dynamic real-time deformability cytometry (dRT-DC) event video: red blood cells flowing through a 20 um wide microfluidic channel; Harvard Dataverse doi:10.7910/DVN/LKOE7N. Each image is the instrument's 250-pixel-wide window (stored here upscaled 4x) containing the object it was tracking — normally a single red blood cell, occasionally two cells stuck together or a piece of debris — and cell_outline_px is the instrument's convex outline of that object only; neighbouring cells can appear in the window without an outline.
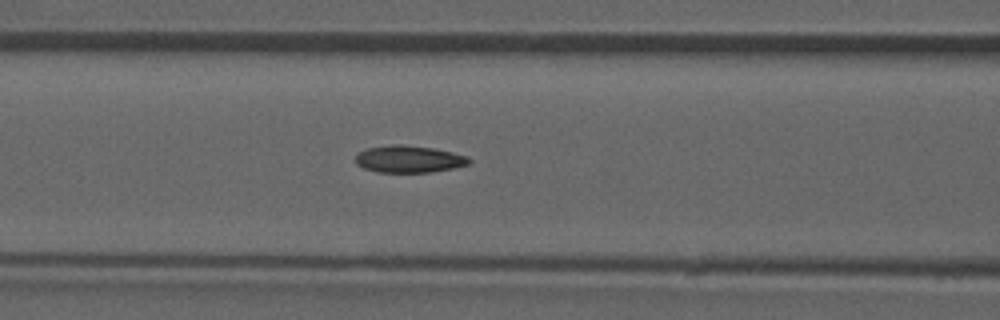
{"species": "common noctule bat (a hibernating species)", "species_latin": "Nyctalus noctula", "temperature_condition": "room temperature", "stored_images_in_passage": 43, "camera_frame_rate_fps": 3000, "um_per_image_px": 0.085, "animal": {"sex": "male", "forearm_length_mm": 52.5}, "frame": {"image": 1, "passage_image": 13, "time_ms": 4.0, "image_size_px": [1000, 320], "cell_outline_px": [[472, 160], [468, 164], [452, 168], [432, 172], [376, 172], [364, 168], [356, 164], [352, 160], [356, 152], [368, 148], [392, 144], [400, 144], [432, 148], [452, 152], [468, 156]], "centroid_in_image_um": [34.69, 13.52], "position_along_channel_um": 131.9, "area_um2": 18.09}}
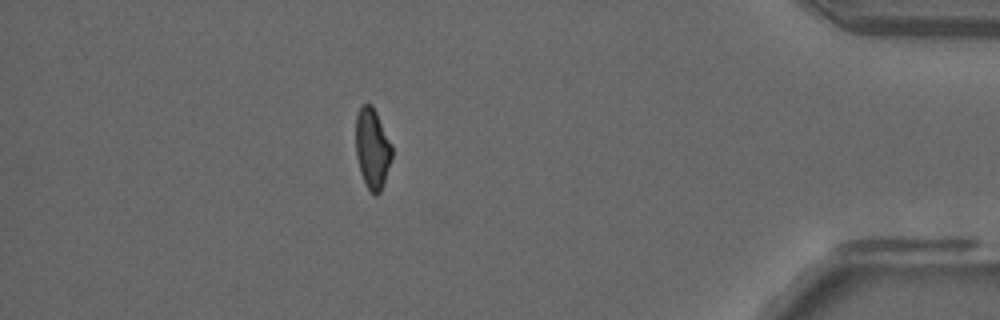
{"frame": {"image": 2, "passage_image": 37, "time_ms": 12.0, "image_size_px": [1000, 320], "cell_outline_px": [[392, 156], [380, 192], [376, 196], [368, 188], [360, 172], [356, 156], [356, 116], [360, 108], [364, 104], [372, 104], [392, 144]], "centroid_in_image_um": [31.64, 12.6], "position_along_channel_um": 403.6, "area_um2": 16.7}, "authors_computed_cell_mechanics": {"area_um2": 17.8602, "velocity_mm_per_s": 3.9755, "shape_relaxation_time_tau1_ms": 9.0242, "shape_relaxation_time_tau2_ms": 2.9346, "deformation_change_tau1": 0.2198, "deformation_change_tau2": 0.0994}}